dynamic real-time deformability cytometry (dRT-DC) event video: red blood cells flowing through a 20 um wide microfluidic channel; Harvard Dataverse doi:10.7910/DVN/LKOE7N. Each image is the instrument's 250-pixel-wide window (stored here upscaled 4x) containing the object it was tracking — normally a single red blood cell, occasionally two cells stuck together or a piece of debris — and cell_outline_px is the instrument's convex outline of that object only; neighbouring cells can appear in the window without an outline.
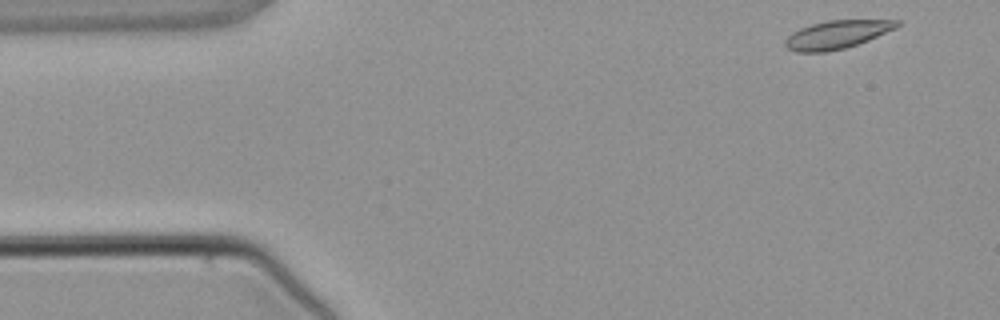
{"species": "common noctule bat (a hibernating species)", "species_latin": "Nyctalus noctula", "temperature_condition": "warm", "stored_images_in_passage": 1, "camera_frame_rate_fps": 3000, "um_per_image_px": 0.085, "animal": {"sex": "male", "body_mass_g": 21.5, "forearm_length_mm": 52.0}, "frame": {"image": 1, "passage_image": 1, "time_ms": 0.0, "image_size_px": [1000, 320], "cell_outline_px": [[900, 24], [896, 28], [868, 40], [844, 48], [824, 52], [796, 52], [788, 48], [784, 44], [784, 40], [792, 32], [800, 28], [812, 24], [828, 20], [900, 20]], "centroid_in_image_um": [71.12, 2.93], "position_along_channel_um": 13.9, "area_um2": 18.21}}